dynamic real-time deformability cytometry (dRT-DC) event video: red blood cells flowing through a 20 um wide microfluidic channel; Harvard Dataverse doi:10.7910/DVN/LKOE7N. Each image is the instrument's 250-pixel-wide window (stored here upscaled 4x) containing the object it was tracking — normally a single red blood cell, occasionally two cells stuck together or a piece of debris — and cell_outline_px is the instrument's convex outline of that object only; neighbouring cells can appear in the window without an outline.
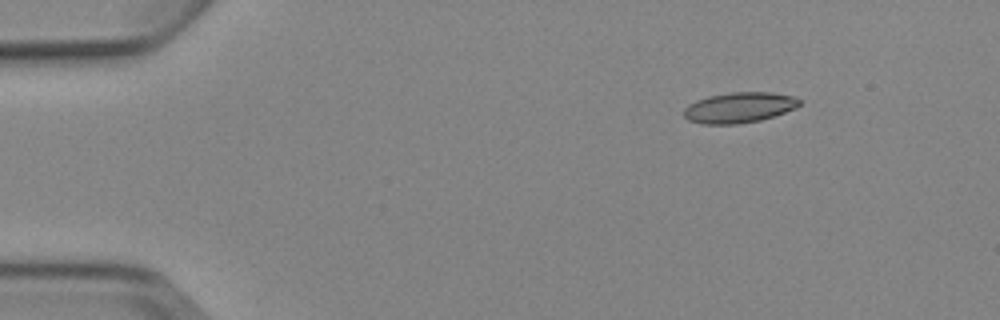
{"species": "Egyptian fruit bat (a non-hibernating species)", "species_latin": "Rousettus aegyptiacus", "temperature_condition": "cold", "stored_images_in_passage": 6, "camera_frame_rate_fps": 3000, "um_per_image_px": 0.085, "animal": {"sex": "female"}, "frame": {"image": 1, "passage_image": 2, "time_ms": 1.0, "image_size_px": [1000, 320], "cell_outline_px": [[800, 104], [796, 108], [760, 120], [736, 124], [704, 124], [688, 120], [684, 116], [684, 108], [688, 104], [696, 100], [708, 96], [732, 92], [772, 92], [792, 96], [800, 100]], "centroid_in_image_um": [62.8, 9.13], "position_along_channel_um": 22.2, "area_um2": 20.46}}
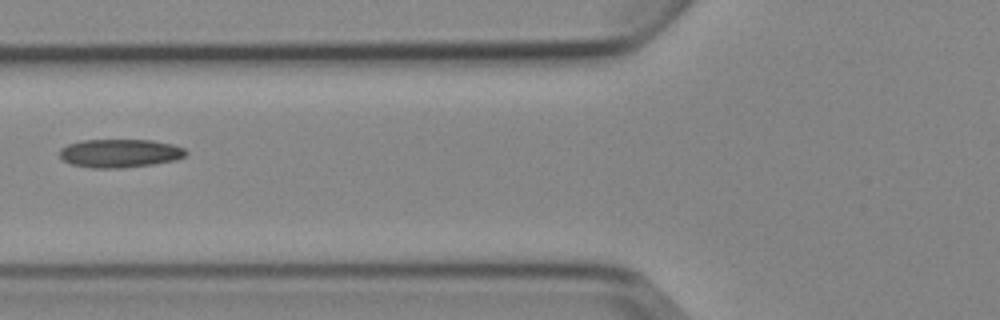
{"frame": {"image": 2, "passage_image": 5, "time_ms": 5.667, "image_size_px": [1000, 320], "cell_outline_px": [[188, 152], [184, 156], [176, 160], [152, 164], [120, 168], [92, 168], [72, 164], [64, 160], [60, 156], [60, 148], [68, 144], [84, 140], [152, 140], [172, 144], [184, 148]], "centroid_in_image_um": [10.2, 13.02], "position_along_channel_um": 115.6, "area_um2": 20.81}}
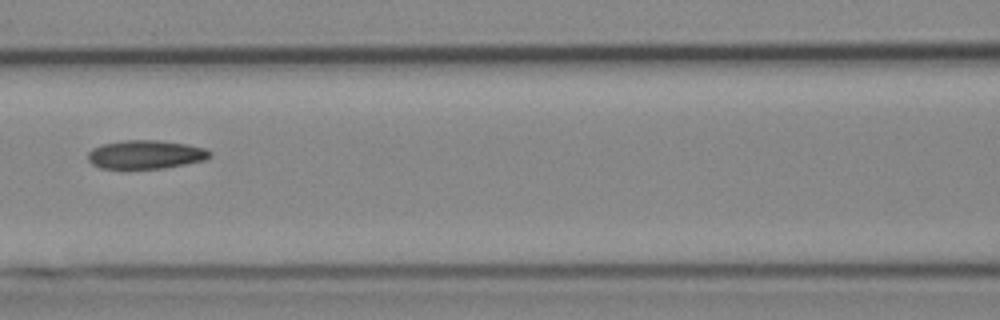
{"frame": {"image": 3, "passage_image": 6, "time_ms": 6.667, "image_size_px": [1000, 320], "cell_outline_px": [[212, 156], [208, 160], [164, 168], [124, 172], [100, 168], [92, 164], [88, 160], [88, 152], [92, 148], [104, 144], [124, 140], [156, 140], [188, 144], [204, 148], [212, 152]], "centroid_in_image_um": [12.36, 13.19], "position_along_channel_um": 154.2, "area_um2": 21.33}}